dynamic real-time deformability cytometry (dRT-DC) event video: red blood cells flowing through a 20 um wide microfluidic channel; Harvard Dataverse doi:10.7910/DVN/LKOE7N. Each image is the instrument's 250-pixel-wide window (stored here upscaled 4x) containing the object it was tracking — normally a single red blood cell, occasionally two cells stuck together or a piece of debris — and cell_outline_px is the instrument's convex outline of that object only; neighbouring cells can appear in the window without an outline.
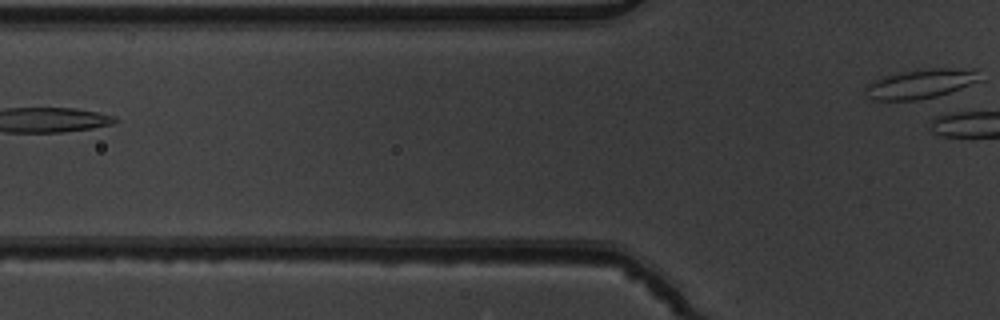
{"species": "common noctule bat (a hibernating species)", "species_latin": "Nyctalus noctula", "temperature_condition": "warm", "stored_images_in_passage": 7, "camera_frame_rate_fps": 3000, "um_per_image_px": 0.085, "animal": {"sex": "male", "body_mass_g": 19.5, "forearm_length_mm": 54.6}, "frame": {"image": 1, "passage_image": 7, "time_ms": 2.0, "image_size_px": [1000, 320], "cell_outline_px": [[984, 80], [936, 96], [916, 100], [872, 100], [868, 96], [864, 88], [868, 84], [884, 76], [900, 72], [932, 68], [980, 68]], "centroid_in_image_um": [78.37, 7.09], "position_along_channel_um": 47.4, "area_um2": 19.77}}